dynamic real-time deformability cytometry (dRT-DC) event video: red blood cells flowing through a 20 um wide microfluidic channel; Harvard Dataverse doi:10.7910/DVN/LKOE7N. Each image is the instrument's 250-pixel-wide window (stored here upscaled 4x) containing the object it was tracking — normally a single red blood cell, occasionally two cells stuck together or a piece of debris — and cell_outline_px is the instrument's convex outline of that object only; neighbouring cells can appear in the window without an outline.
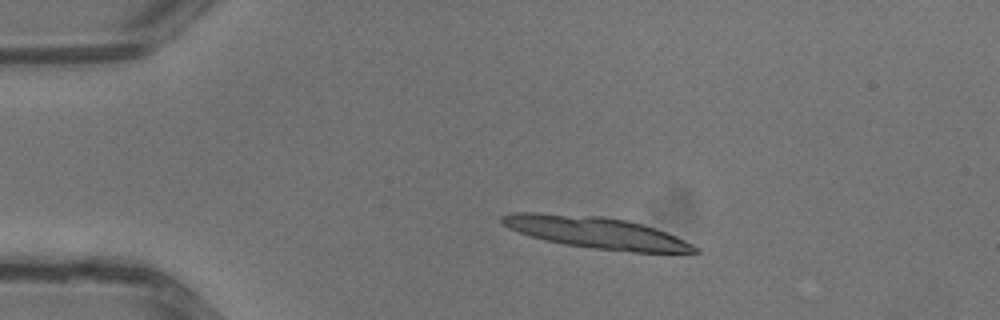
{"species": "common noctule bat (a hibernating species)", "species_latin": "Nyctalus noctula", "temperature_condition": "warm", "stored_images_in_passage": 21, "camera_frame_rate_fps": 3000, "um_per_image_px": 0.085, "animal": {"sex": "male", "body_mass_g": 13.3}, "frame": {"image": 1, "passage_image": 7, "time_ms": 2.0, "image_size_px": [1000, 320], "cell_outline_px": [[700, 252], [632, 252], [596, 248], [564, 244], [532, 236], [508, 228], [500, 220], [500, 216], [512, 212], [536, 212], [604, 216], [628, 220], [656, 228], [676, 236], [700, 248]], "centroid_in_image_um": [50.68, 19.75], "position_along_channel_um": 34.3, "area_um2": 35.32}}